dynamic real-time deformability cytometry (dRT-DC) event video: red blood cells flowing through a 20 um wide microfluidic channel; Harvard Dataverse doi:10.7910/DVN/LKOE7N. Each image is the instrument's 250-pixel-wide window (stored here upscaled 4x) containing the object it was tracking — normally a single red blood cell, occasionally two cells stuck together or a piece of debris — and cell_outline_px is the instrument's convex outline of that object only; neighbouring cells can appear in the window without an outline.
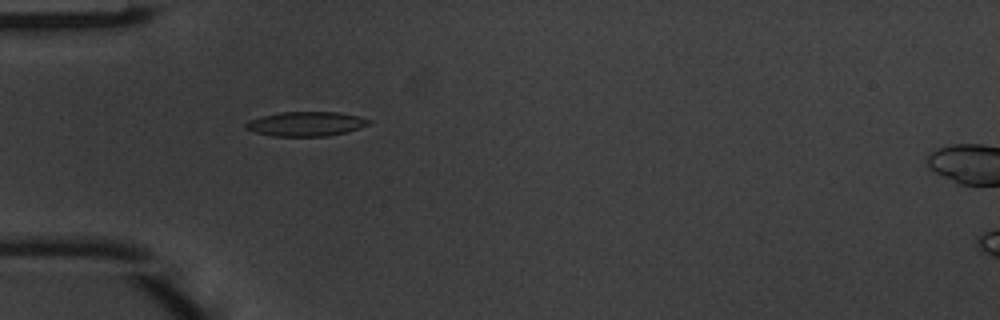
{"species": "common noctule bat (a hibernating species)", "species_latin": "Nyctalus noctula", "temperature_condition": "warm", "stored_images_in_passage": 6, "camera_frame_rate_fps": 3000, "um_per_image_px": 0.085, "animal": {"sex": "male", "body_mass_g": 20.1, "forearm_length_mm": 53.5}, "frame": {"image": 1, "passage_image": 5, "time_ms": 1.333, "image_size_px": [1000, 320], "cell_outline_px": [[372, 120], [368, 124], [360, 128], [348, 132], [328, 136], [272, 136], [256, 132], [244, 128], [244, 124], [248, 120], [280, 112], [336, 112], [360, 116]], "centroid_in_image_um": [26.02, 10.53], "position_along_channel_um": 59.0, "area_um2": 17.57}}